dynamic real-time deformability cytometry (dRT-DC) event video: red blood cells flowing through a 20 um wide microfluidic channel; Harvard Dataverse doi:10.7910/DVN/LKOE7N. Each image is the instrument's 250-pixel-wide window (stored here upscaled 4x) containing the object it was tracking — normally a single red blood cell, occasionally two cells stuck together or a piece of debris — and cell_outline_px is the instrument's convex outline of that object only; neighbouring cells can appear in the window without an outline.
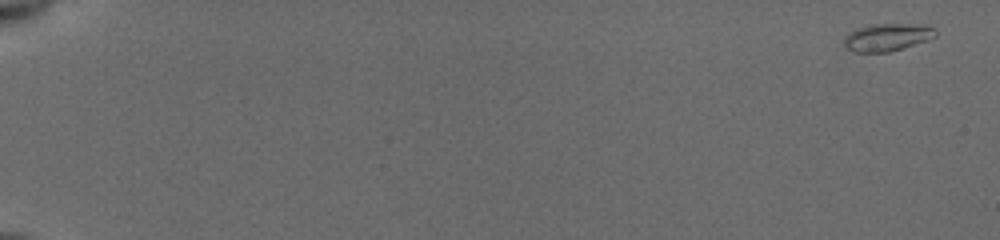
{"species": "common noctule bat (a hibernating species)", "species_latin": "Nyctalus noctula", "temperature_condition": "cold", "stored_images_in_passage": 15, "camera_frame_rate_fps": 3000, "um_per_image_px": 0.085, "animal": {"sex": "female", "body_mass_g": 19.5, "forearm_length_mm": 54.1}, "frame": {"image": 1, "passage_image": 1, "time_ms": 0.0, "image_size_px": [1000, 240], "cell_outline_px": [[936, 36], [928, 40], [888, 52], [856, 52], [848, 48], [844, 44], [844, 40], [848, 32], [868, 24], [916, 24], [932, 28], [936, 32]], "centroid_in_image_um": [75.38, 3.16], "position_along_channel_um": 9.6, "area_um2": 14.45}}
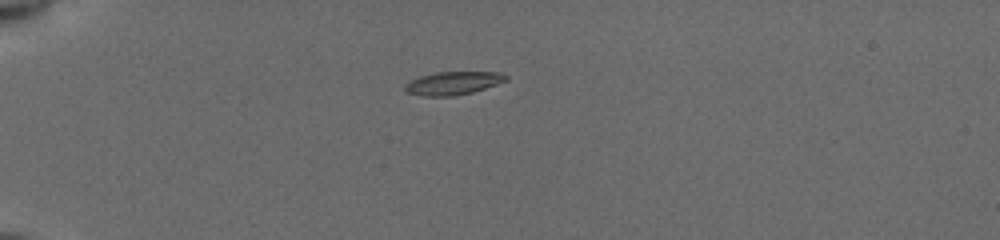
{"frame": {"image": 2, "passage_image": 7, "time_ms": 2.0, "image_size_px": [1000, 240], "cell_outline_px": [[508, 80], [472, 92], [452, 96], [424, 96], [404, 92], [404, 84], [420, 76], [436, 72], [500, 72], [508, 76]], "centroid_in_image_um": [38.48, 7.06], "position_along_channel_um": 46.5, "area_um2": 13.58}}
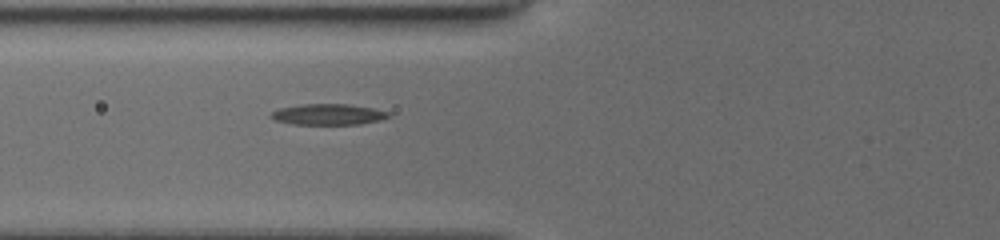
{"frame": {"image": 3, "passage_image": 13, "time_ms": 4.0, "image_size_px": [1000, 240], "cell_outline_px": [[392, 116], [380, 120], [360, 124], [292, 124], [276, 120], [268, 116], [272, 112], [280, 108], [304, 104], [348, 104], [372, 108], [388, 112]], "centroid_in_image_um": [27.91, 9.72], "position_along_channel_um": 97.9, "area_um2": 14.22}}